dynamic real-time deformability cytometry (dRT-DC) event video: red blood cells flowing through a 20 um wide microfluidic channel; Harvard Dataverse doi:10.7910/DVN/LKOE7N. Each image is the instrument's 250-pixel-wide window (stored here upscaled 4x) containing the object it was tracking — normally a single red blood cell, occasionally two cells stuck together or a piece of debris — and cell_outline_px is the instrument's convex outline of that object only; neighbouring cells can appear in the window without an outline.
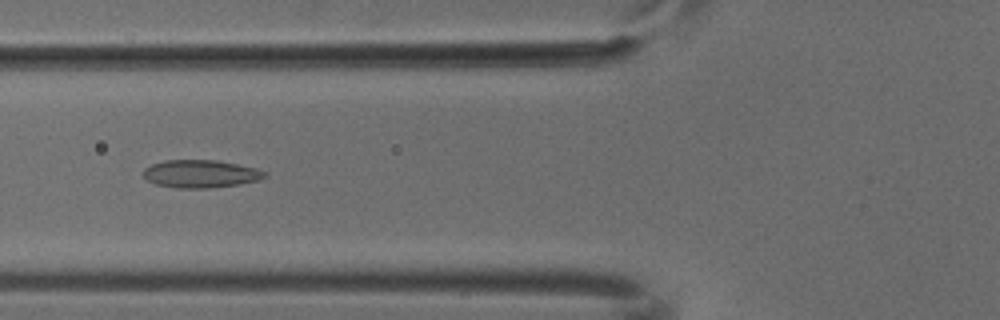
{"species": "common noctule bat (a hibernating species)", "species_latin": "Nyctalus noctula", "temperature_condition": "cold", "stored_images_in_passage": 6, "camera_frame_rate_fps": 3000, "um_per_image_px": 0.085, "animal": {"sex": "male", "body_mass_g": 18.8}, "frame": {"image": 1, "passage_image": 5, "time_ms": 1.333, "image_size_px": [1000, 320], "cell_outline_px": [[268, 176], [260, 180], [240, 184], [208, 188], [180, 188], [156, 184], [148, 180], [144, 176], [144, 168], [152, 164], [164, 160], [216, 160], [256, 168], [264, 172]], "centroid_in_image_um": [17.07, 14.77], "position_along_channel_um": 108.7, "area_um2": 19.54}}
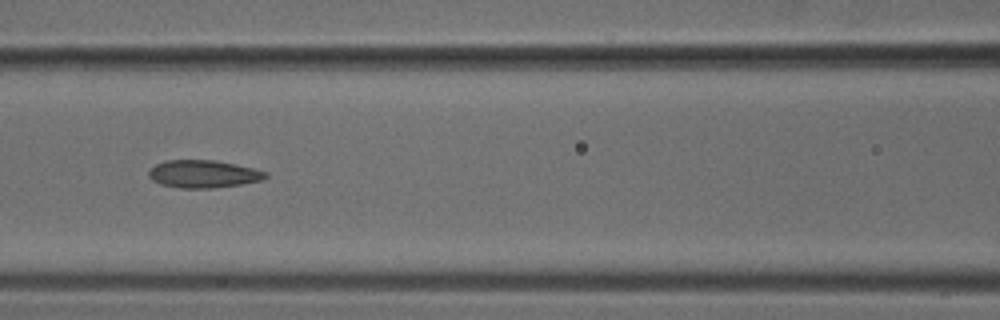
{"frame": {"image": 2, "passage_image": 6, "time_ms": 1.667, "image_size_px": [1000, 320], "cell_outline_px": [[268, 176], [264, 180], [240, 184], [212, 188], [180, 188], [160, 184], [152, 180], [148, 176], [148, 172], [156, 164], [164, 160], [216, 160], [236, 164], [268, 172]], "centroid_in_image_um": [17.29, 14.78], "position_along_channel_um": 149.3, "area_um2": 18.9}}